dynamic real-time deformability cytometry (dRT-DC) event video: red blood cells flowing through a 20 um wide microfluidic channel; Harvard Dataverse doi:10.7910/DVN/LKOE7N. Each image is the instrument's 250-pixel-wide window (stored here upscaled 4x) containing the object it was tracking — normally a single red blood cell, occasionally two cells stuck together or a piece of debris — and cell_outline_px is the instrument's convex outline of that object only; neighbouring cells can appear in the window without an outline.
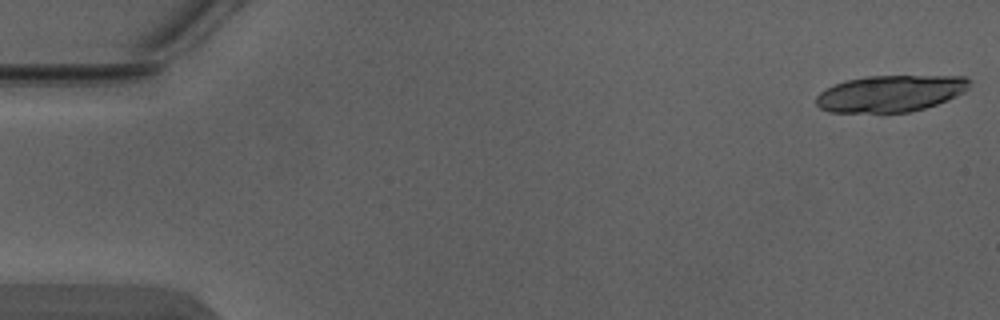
{"species": "Egyptian fruit bat (a non-hibernating species)", "species_latin": "Rousettus aegyptiacus", "temperature_condition": "warm", "stored_images_in_passage": 4, "segment_of_instrument_passage": [2, 2], "camera_frame_rate_fps": 3000, "um_per_image_px": 0.085, "animal": {"sex": "male"}, "frame": {"image": 1, "passage_image": 4, "time_ms": 1.0, "image_size_px": [1000, 320], "cell_outline_px": [[972, 80], [968, 88], [964, 92], [948, 100], [912, 112], [828, 112], [820, 108], [816, 104], [816, 96], [820, 92], [836, 84], [848, 80], [868, 76], [964, 76]], "centroid_in_image_um": [75.72, 7.95], "position_along_channel_um": 9.3, "area_um2": 32.6}}